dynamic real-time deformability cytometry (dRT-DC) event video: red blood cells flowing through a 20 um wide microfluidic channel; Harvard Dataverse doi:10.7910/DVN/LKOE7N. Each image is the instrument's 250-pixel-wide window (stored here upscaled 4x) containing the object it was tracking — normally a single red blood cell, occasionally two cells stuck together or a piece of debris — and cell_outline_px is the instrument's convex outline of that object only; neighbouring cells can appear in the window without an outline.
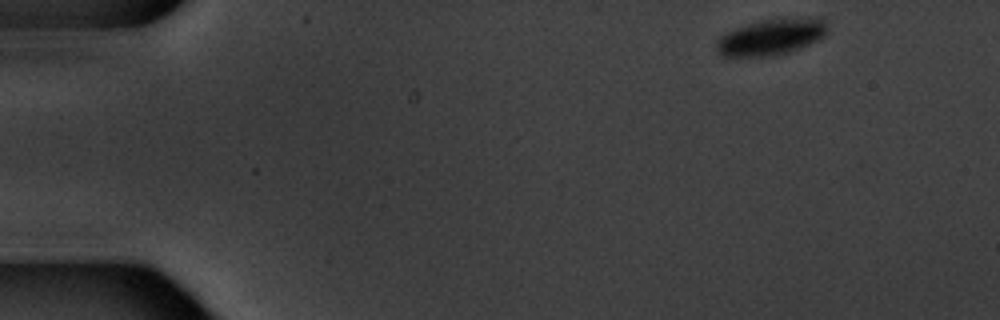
{"species": "common noctule bat (a hibernating species)", "species_latin": "Nyctalus noctula", "temperature_condition": "warm", "stored_images_in_passage": 14, "camera_frame_rate_fps": 3000, "um_per_image_px": 0.085, "animal": {"sex": "male", "body_mass_g": 20.1, "forearm_length_mm": 53.5}, "frame": {"image": 1, "passage_image": 1, "time_ms": 0.0, "image_size_px": [1000, 320], "cell_outline_px": [[824, 36], [800, 48], [788, 52], [764, 56], [720, 56], [716, 52], [716, 40], [720, 36], [736, 28], [748, 24], [764, 20], [816, 16], [824, 16]], "centroid_in_image_um": [65.52, 3.13], "position_along_channel_um": 19.5, "area_um2": 23.06}}
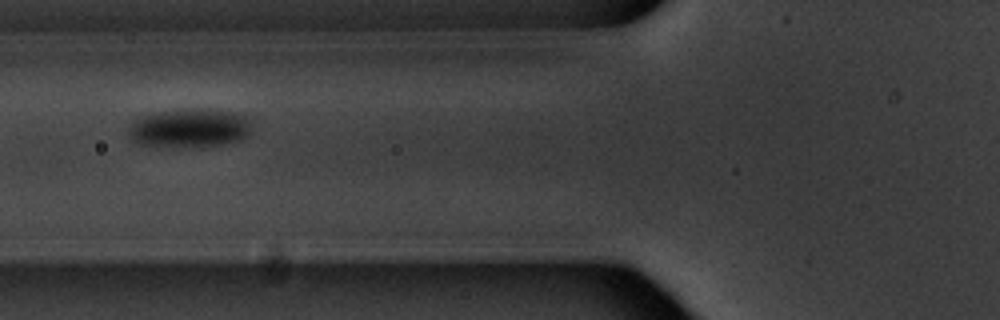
{"frame": {"image": 2, "passage_image": 5, "time_ms": 5.667, "image_size_px": [1000, 320], "cell_outline_px": [[248, 132], [240, 140], [200, 148], [140, 144], [132, 140], [128, 136], [128, 128], [136, 120], [152, 112], [192, 108], [208, 108], [236, 112], [244, 116], [248, 120]], "centroid_in_image_um": [16.08, 10.87], "position_along_channel_um": 109.7, "area_um2": 27.86}}
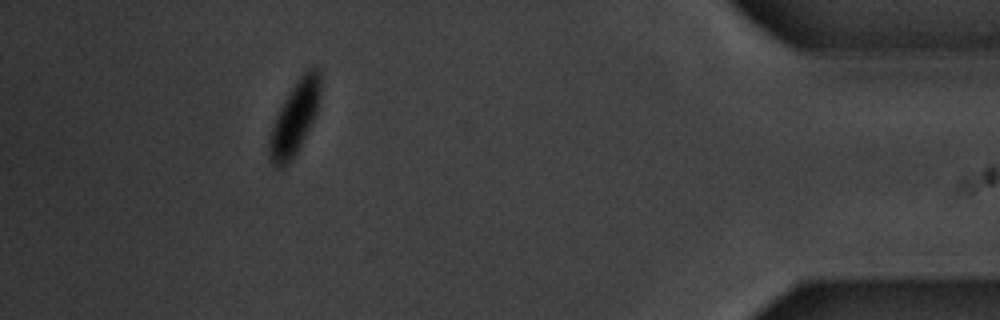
{"frame": {"image": 3, "passage_image": 13, "time_ms": 16.0, "image_size_px": [1000, 320], "cell_outline_px": [[320, 96], [316, 112], [292, 160], [280, 168], [276, 168], [272, 164], [268, 156], [268, 140], [276, 116], [288, 92], [300, 76], [308, 68], [316, 68], [320, 72]], "centroid_in_image_um": [25.02, 10.04], "position_along_channel_um": 410.2, "area_um2": 21.27}, "authors_computed_cell_mechanics": {"area_um2": 25.3742, "velocity_mm_per_s": 3.4003, "shape_relaxation_time_tau1_ms": 3.769, "shape_relaxation_time_tau2_ms": null, "deformation_change_tau1": 0.0865, "deformation_change_tau2": null}}